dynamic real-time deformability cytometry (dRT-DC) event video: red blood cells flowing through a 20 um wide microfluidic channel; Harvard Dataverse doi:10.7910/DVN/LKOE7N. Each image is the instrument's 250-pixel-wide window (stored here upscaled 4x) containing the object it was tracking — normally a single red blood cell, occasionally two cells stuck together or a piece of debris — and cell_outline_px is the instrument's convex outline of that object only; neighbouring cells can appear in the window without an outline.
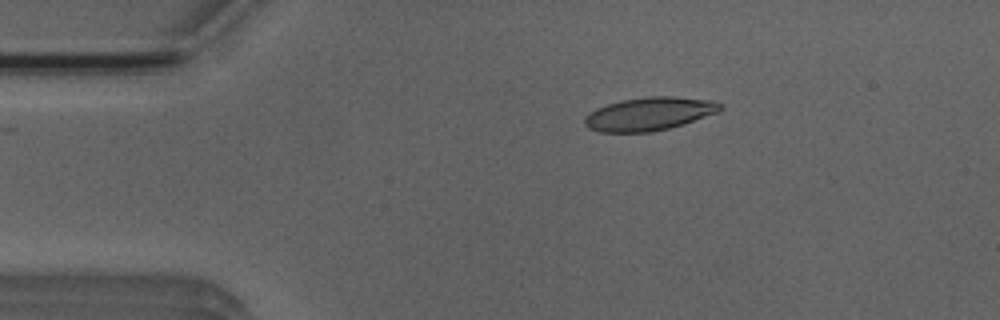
{"species": "Egyptian fruit bat (a non-hibernating species)", "species_latin": "Rousettus aegyptiacus", "temperature_condition": "room temperature", "stored_images_in_passage": 5, "camera_frame_rate_fps": 3000, "um_per_image_px": 0.085, "animal": {"sex": "male"}, "frame": {"image": 1, "passage_image": 3, "time_ms": 2.333, "image_size_px": [1000, 320], "cell_outline_px": [[724, 108], [716, 112], [684, 124], [652, 132], [600, 132], [588, 128], [584, 124], [584, 116], [596, 108], [620, 100], [644, 96], [672, 96], [712, 100], [724, 104]], "centroid_in_image_um": [55.17, 9.67], "position_along_channel_um": 29.8, "area_um2": 26.41}}